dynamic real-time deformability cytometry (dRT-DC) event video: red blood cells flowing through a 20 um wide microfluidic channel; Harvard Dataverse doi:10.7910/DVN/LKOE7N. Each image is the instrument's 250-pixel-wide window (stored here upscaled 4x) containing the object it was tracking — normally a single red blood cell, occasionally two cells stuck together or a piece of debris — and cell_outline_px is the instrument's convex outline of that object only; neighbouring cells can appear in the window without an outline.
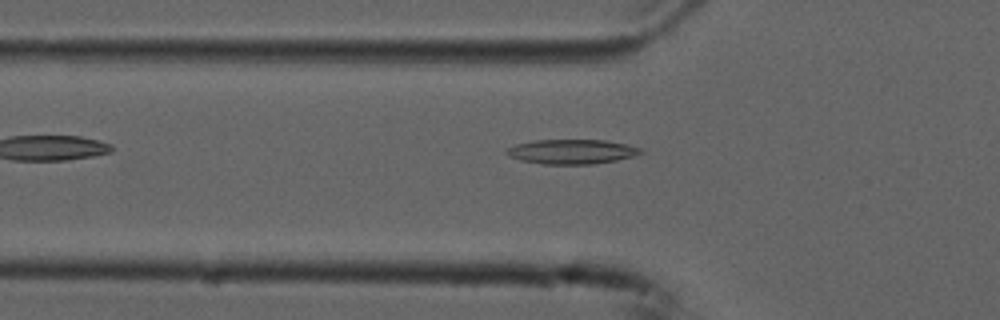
{"species": "common noctule bat (a hibernating species)", "species_latin": "Nyctalus noctula", "temperature_condition": "cold", "stored_images_in_passage": 5, "camera_frame_rate_fps": 3000, "um_per_image_px": 0.085, "animal": {"sex": "male", "forearm_length_mm": 52.5}, "frame": {"image": 1, "passage_image": 4, "time_ms": 1.0, "image_size_px": [1000, 320], "cell_outline_px": [[644, 152], [636, 156], [616, 160], [592, 164], [544, 164], [520, 160], [508, 156], [504, 152], [508, 148], [516, 144], [532, 140], [604, 140], [624, 144], [640, 148]], "centroid_in_image_um": [48.58, 12.89], "position_along_channel_um": 77.2, "area_um2": 19.19}}
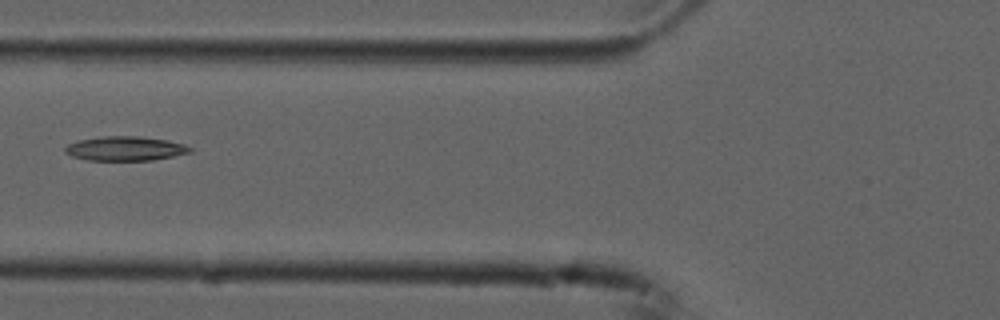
{"frame": {"image": 2, "passage_image": 5, "time_ms": 1.333, "image_size_px": [1000, 320], "cell_outline_px": [[192, 152], [152, 160], [88, 160], [72, 156], [64, 152], [64, 148], [68, 144], [80, 140], [100, 136], [140, 136], [168, 140], [184, 144], [192, 148]], "centroid_in_image_um": [10.65, 12.62], "position_along_channel_um": 115.2, "area_um2": 17.69}}